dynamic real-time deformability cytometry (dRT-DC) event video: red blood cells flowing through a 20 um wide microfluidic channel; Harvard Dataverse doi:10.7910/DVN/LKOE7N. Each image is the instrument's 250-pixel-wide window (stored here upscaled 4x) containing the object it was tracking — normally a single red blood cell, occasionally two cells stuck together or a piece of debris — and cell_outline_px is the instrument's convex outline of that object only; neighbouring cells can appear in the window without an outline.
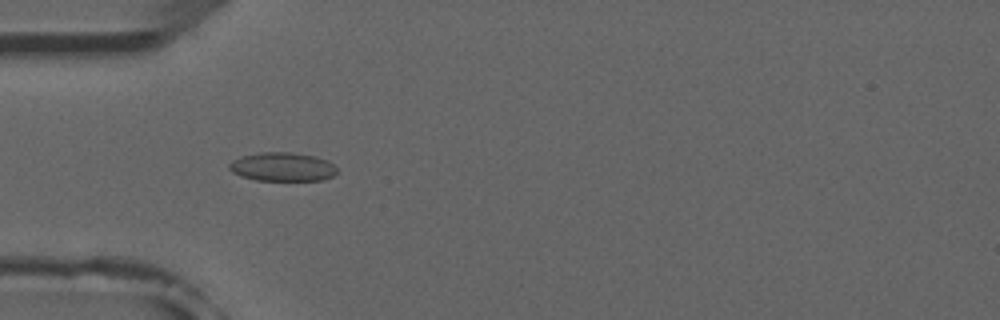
{"species": "common noctule bat (a hibernating species)", "species_latin": "Nyctalus noctula", "temperature_condition": "room temperature", "stored_images_in_passage": 5, "camera_frame_rate_fps": 3000, "um_per_image_px": 0.085, "animal": {"sex": "male", "forearm_length_mm": 52.5}, "frame": {"image": 1, "passage_image": 5, "time_ms": 4.667, "image_size_px": [1000, 320], "cell_outline_px": [[336, 172], [332, 176], [324, 180], [256, 180], [240, 176], [232, 172], [228, 168], [228, 164], [232, 160], [240, 156], [260, 152], [288, 152], [316, 156], [328, 160], [336, 168]], "centroid_in_image_um": [23.97, 14.17], "position_along_channel_um": 61.0, "area_um2": 18.15}}